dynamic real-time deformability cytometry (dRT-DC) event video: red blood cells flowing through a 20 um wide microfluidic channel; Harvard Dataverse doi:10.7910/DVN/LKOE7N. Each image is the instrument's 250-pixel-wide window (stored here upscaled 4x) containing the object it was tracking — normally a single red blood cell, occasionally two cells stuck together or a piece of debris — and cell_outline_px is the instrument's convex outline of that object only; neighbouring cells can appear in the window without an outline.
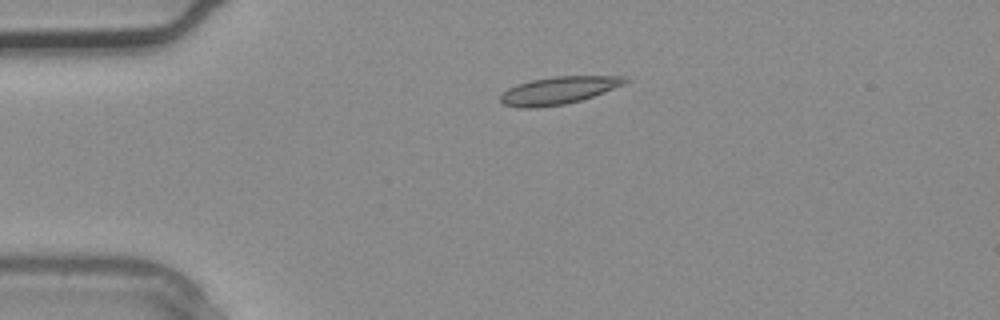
{"species": "common noctule bat (a hibernating species)", "species_latin": "Nyctalus noctula", "temperature_condition": "warm", "stored_images_in_passage": 1, "camera_frame_rate_fps": 3000, "um_per_image_px": 0.085, "animal": {"sex": "male", "body_mass_g": 20.4}, "frame": {"image": 1, "passage_image": 1, "time_ms": 0.0, "image_size_px": [1000, 320], "cell_outline_px": [[628, 80], [624, 84], [592, 96], [580, 100], [564, 104], [536, 108], [520, 108], [504, 104], [500, 100], [500, 96], [508, 88], [516, 84], [532, 80], [556, 76], [624, 76]], "centroid_in_image_um": [47.44, 7.68], "position_along_channel_um": 37.6, "area_um2": 19.71}}